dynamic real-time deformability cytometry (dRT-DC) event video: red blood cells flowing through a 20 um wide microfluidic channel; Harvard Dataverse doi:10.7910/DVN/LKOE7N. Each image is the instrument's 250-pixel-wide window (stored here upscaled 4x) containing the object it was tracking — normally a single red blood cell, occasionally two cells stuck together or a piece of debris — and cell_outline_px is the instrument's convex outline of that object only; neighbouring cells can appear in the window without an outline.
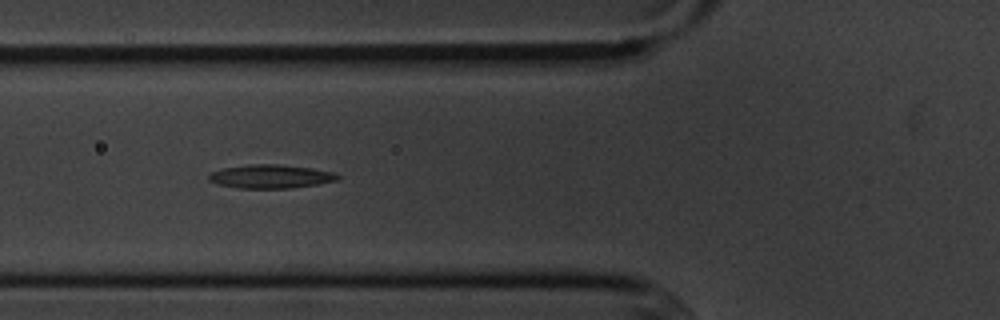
{"species": "common noctule bat (a hibernating species)", "species_latin": "Nyctalus noctula", "temperature_condition": "cold", "stored_images_in_passage": 5, "camera_frame_rate_fps": 3000, "um_per_image_px": 0.085, "animal": {"sex": "male", "body_mass_g": 20.1, "forearm_length_mm": 53.5}, "frame": {"image": 1, "passage_image": 2, "time_ms": 1.0, "image_size_px": [1000, 320], "cell_outline_px": [[340, 180], [316, 184], [288, 188], [240, 188], [216, 184], [208, 180], [208, 176], [212, 172], [224, 168], [248, 164], [280, 164], [312, 168], [336, 172], [340, 176]], "centroid_in_image_um": [23.03, 14.99], "position_along_channel_um": 102.8, "area_um2": 17.8}}
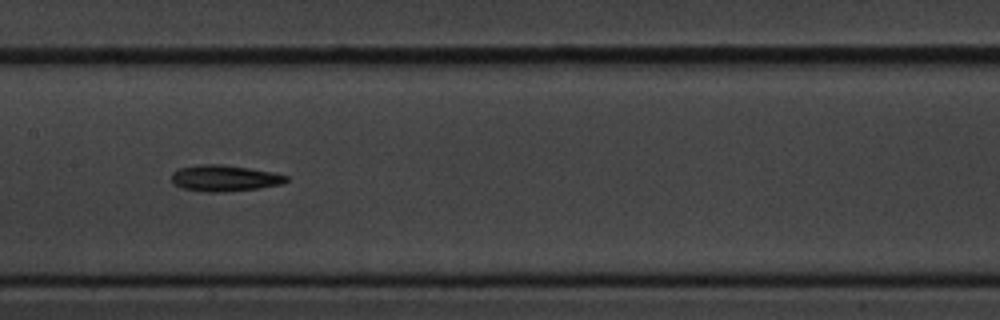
{"frame": {"image": 2, "passage_image": 4, "time_ms": 3.333, "image_size_px": [1000, 320], "cell_outline_px": [[288, 180], [280, 184], [260, 188], [220, 192], [204, 192], [180, 188], [172, 180], [172, 172], [180, 168], [200, 164], [220, 164], [248, 168], [272, 172], [288, 176]], "centroid_in_image_um": [19.06, 15.15], "position_along_channel_um": 188.3, "area_um2": 17.4}}
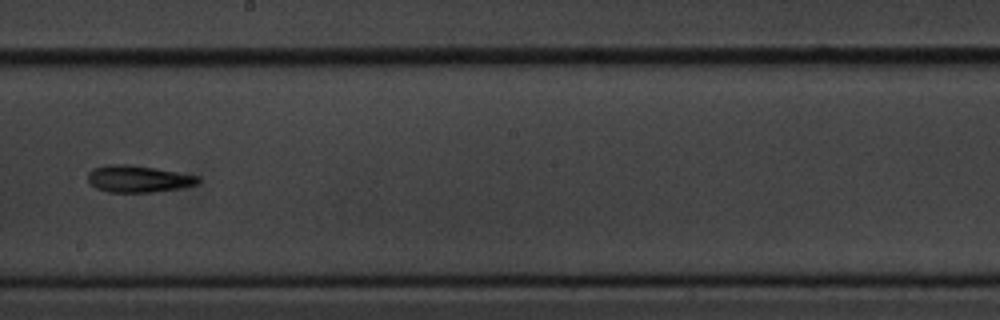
{"frame": {"image": 3, "passage_image": 5, "time_ms": 4.667, "image_size_px": [1000, 320], "cell_outline_px": [[200, 184], [180, 188], [152, 192], [108, 192], [96, 188], [88, 180], [88, 172], [92, 168], [108, 164], [128, 164], [156, 168], [200, 176]], "centroid_in_image_um": [11.77, 15.19], "position_along_channel_um": 236.4, "area_um2": 17.4}}